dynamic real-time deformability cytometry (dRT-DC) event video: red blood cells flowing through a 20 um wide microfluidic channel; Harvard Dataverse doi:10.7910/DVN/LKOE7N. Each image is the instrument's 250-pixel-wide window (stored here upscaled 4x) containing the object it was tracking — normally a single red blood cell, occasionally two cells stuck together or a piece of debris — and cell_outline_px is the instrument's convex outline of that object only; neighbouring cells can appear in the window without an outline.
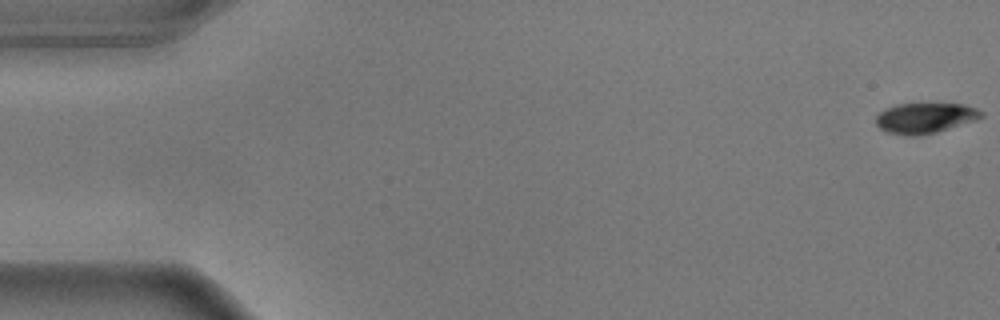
{"species": "common noctule bat (a hibernating species)", "species_latin": "Nyctalus noctula", "temperature_condition": "warm", "stored_images_in_passage": 57, "camera_frame_rate_fps": 3000, "um_per_image_px": 0.085, "animal": {"sex": "male", "body_mass_g": 17.9}, "frame": {"image": 1, "passage_image": 1, "time_ms": 0.0, "image_size_px": [1000, 320], "cell_outline_px": [[984, 116], [976, 120], [936, 132], [920, 136], [908, 136], [888, 132], [880, 128], [876, 124], [876, 116], [884, 108], [896, 104], [964, 104], [976, 108], [984, 112]], "centroid_in_image_um": [78.63, 10.03], "position_along_channel_um": 6.4, "area_um2": 18.73}}
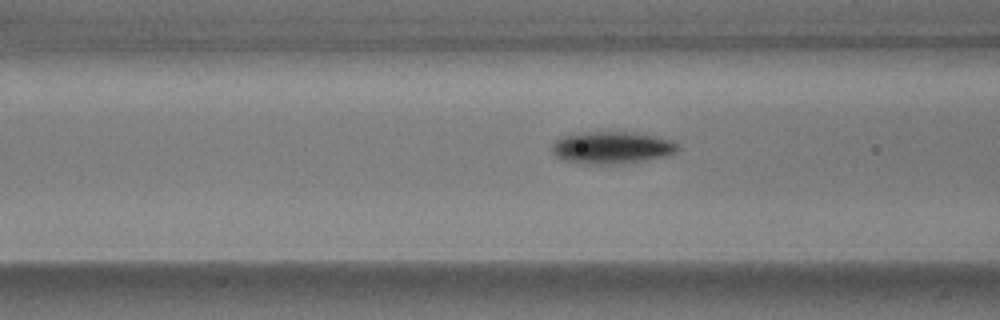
{"frame": {"image": 2, "passage_image": 22, "time_ms": 7.0, "image_size_px": [1000, 320], "cell_outline_px": [[680, 148], [676, 152], [664, 156], [624, 164], [580, 164], [560, 160], [552, 152], [552, 144], [556, 140], [572, 132], [632, 132], [672, 140], [680, 144]], "centroid_in_image_um": [51.97, 12.55], "position_along_channel_um": 114.6, "area_um2": 23.93}}
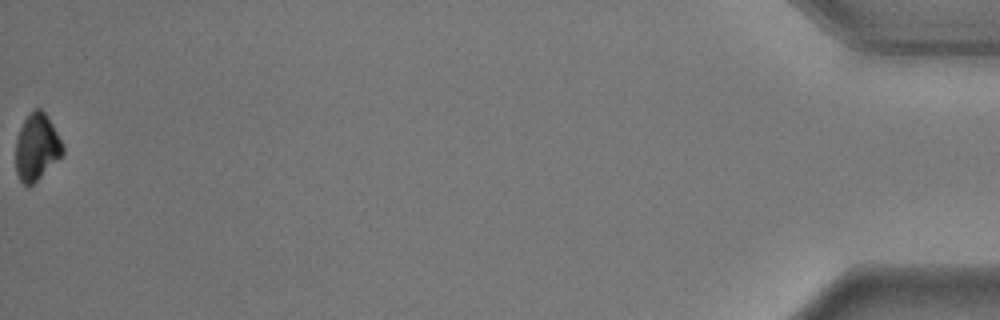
{"frame": {"image": 3, "passage_image": 57, "time_ms": 18.667, "image_size_px": [1000, 320], "cell_outline_px": [[64, 152], [28, 188], [20, 180], [16, 172], [16, 140], [20, 128], [28, 112], [32, 108], [40, 108], [44, 112], [52, 124], [64, 144]], "centroid_in_image_um": [3.1, 12.46], "position_along_channel_um": 432.1, "area_um2": 18.09}, "authors_computed_cell_mechanics": {"area_um2": 21.2126, "velocity_mm_per_s": 3.5886, "shape_relaxation_time_tau1_ms": 1.3305, "shape_relaxation_time_tau2_ms": null, "deformation_change_tau1": 0.1238, "deformation_change_tau2": null}}